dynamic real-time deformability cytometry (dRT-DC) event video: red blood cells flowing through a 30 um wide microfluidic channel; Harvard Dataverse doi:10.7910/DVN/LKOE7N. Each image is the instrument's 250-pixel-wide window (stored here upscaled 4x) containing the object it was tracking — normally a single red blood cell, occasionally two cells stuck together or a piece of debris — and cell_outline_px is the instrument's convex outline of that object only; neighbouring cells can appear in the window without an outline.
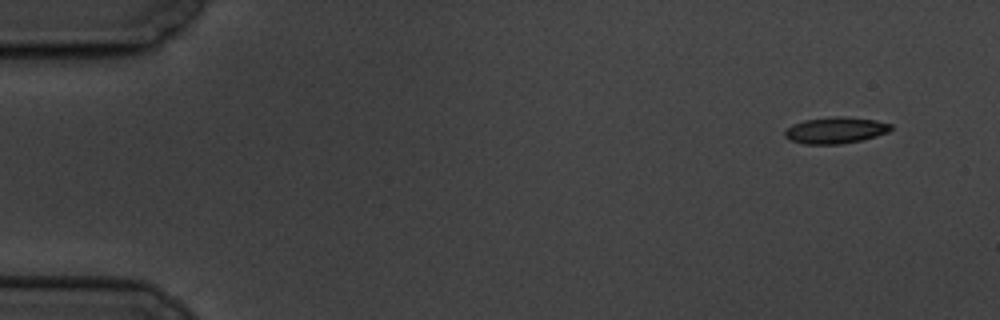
{"species": "common noctule bat (a hibernating species)", "species_latin": "Nyctalus noctula", "temperature_condition": "cold", "stored_images_in_passage": 4, "camera_frame_rate_fps": 3000, "um_per_image_px": 0.085, "animal": {"sex": "male", "body_mass_g": 19.5, "forearm_length_mm": 54.6}, "frame": {"image": 1, "passage_image": 1, "time_ms": 0.0, "image_size_px": [1000, 320], "cell_outline_px": [[892, 128], [888, 132], [876, 136], [860, 140], [840, 144], [804, 144], [788, 140], [784, 136], [784, 132], [792, 124], [804, 120], [828, 116], [844, 116], [876, 120], [892, 124]], "centroid_in_image_um": [70.99, 11.06], "position_along_channel_um": 14.0, "area_um2": 16.47}}
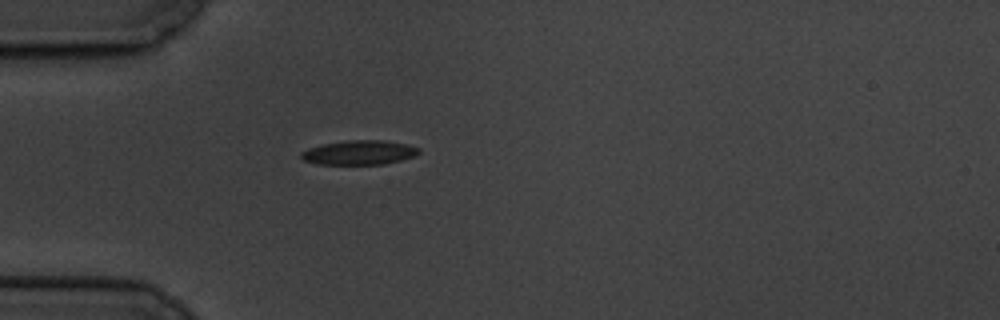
{"frame": {"image": 2, "passage_image": 4, "time_ms": 4.333, "image_size_px": [1000, 320], "cell_outline_px": [[420, 152], [416, 156], [384, 164], [316, 164], [304, 160], [300, 156], [300, 152], [308, 148], [324, 144], [344, 140], [388, 140], [420, 148]], "centroid_in_image_um": [30.53, 12.96], "position_along_channel_um": 54.5, "area_um2": 16.76}}